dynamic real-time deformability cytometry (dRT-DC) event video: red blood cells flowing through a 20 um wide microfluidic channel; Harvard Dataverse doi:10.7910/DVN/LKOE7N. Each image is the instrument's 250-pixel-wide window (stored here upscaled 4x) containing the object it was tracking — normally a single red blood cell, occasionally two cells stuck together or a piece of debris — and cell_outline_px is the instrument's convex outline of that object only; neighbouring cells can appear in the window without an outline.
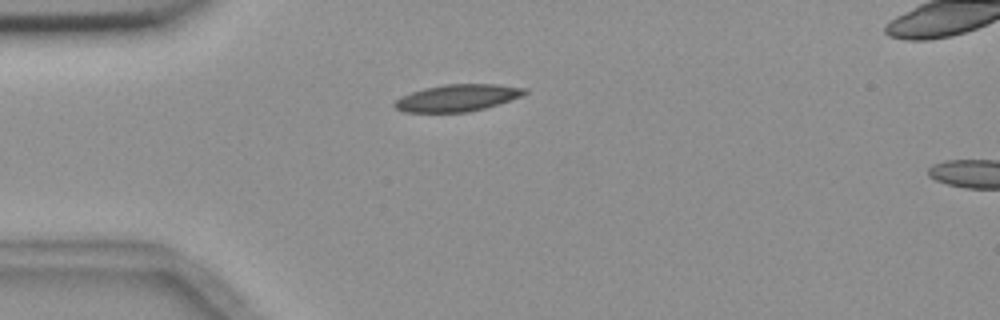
{"species": "common noctule bat (a hibernating species)", "species_latin": "Nyctalus noctula", "temperature_condition": "room temperature", "stored_images_in_passage": 7, "camera_frame_rate_fps": 3000, "um_per_image_px": 0.085, "animal": {"sex": "female", "body_mass_g": 18.4}, "frame": {"image": 1, "passage_image": 2, "time_ms": 1.333, "image_size_px": [1000, 320], "cell_outline_px": [[528, 92], [520, 96], [484, 108], [468, 112], [404, 112], [396, 108], [392, 104], [400, 96], [424, 88], [444, 84], [496, 84], [528, 88]], "centroid_in_image_um": [38.85, 8.31], "position_along_channel_um": 46.2, "area_um2": 20.29}}
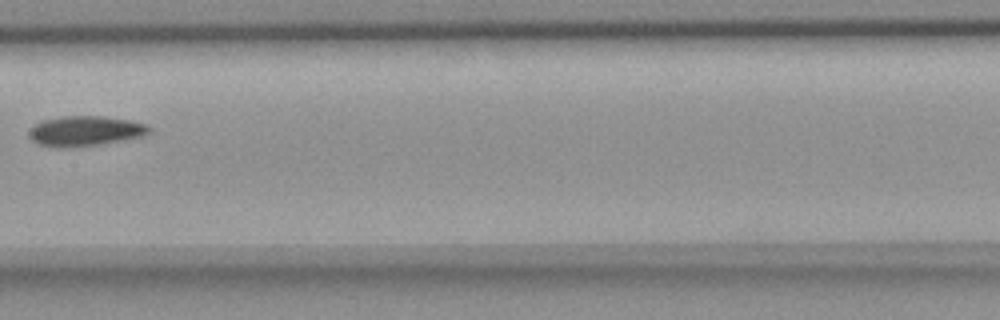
{"frame": {"image": 2, "passage_image": 6, "time_ms": 6.0, "image_size_px": [1000, 320], "cell_outline_px": [[152, 132], [144, 136], [96, 144], [40, 144], [32, 140], [28, 136], [28, 128], [40, 120], [64, 116], [104, 116], [128, 120], [148, 124], [152, 128]], "centroid_in_image_um": [7.29, 11.06], "position_along_channel_um": 200.1, "area_um2": 20.29}}
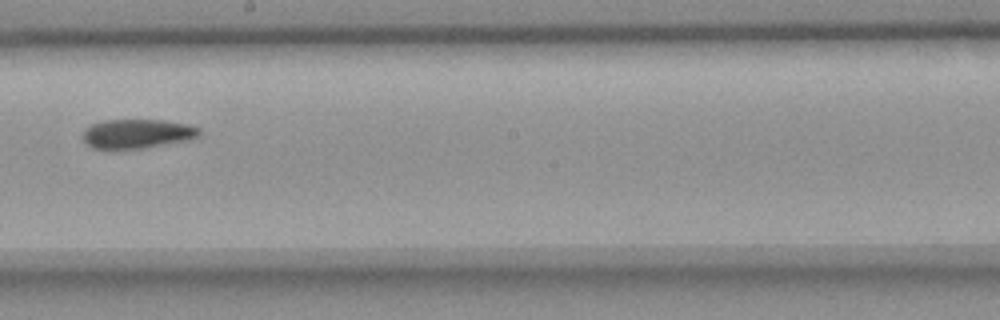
{"frame": {"image": 3, "passage_image": 7, "time_ms": 7.0, "image_size_px": [1000, 320], "cell_outline_px": [[200, 136], [192, 140], [144, 148], [112, 152], [92, 148], [84, 140], [84, 128], [92, 124], [104, 120], [160, 120], [188, 124], [200, 128]], "centroid_in_image_um": [11.65, 11.41], "position_along_channel_um": 236.5, "area_um2": 20.58}}